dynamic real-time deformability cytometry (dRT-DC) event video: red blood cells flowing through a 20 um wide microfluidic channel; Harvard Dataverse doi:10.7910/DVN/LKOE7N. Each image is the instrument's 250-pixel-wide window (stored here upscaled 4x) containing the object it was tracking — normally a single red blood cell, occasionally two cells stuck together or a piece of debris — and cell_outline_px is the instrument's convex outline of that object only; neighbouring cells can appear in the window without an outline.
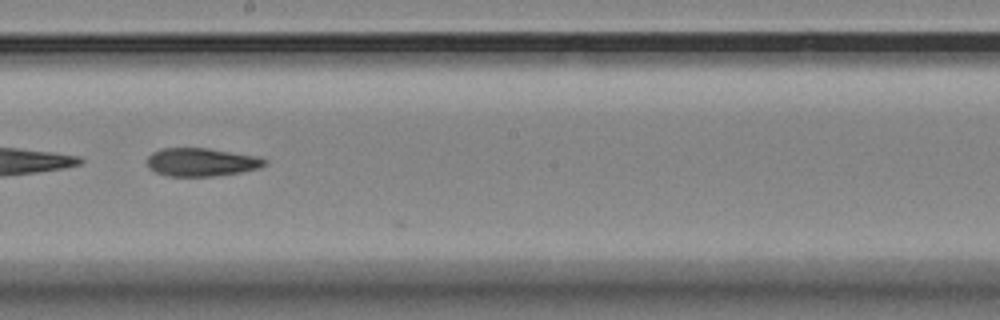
{"species": "Egyptian fruit bat (a non-hibernating species)", "species_latin": "Rousettus aegyptiacus", "temperature_condition": "room temperature", "stored_images_in_passage": 25, "camera_frame_rate_fps": 3000, "um_per_image_px": 0.085, "animal": {"sex": "female"}, "frame": {"image": 1, "passage_image": 24, "time_ms": 7.667, "image_size_px": [1000, 320], "cell_outline_px": [[268, 164], [256, 168], [240, 172], [212, 176], [168, 176], [156, 172], [148, 168], [148, 156], [152, 152], [160, 148], [208, 148], [260, 156], [268, 160]], "centroid_in_image_um": [17.13, 13.77], "position_along_channel_um": 231.1, "area_um2": 19.42}}